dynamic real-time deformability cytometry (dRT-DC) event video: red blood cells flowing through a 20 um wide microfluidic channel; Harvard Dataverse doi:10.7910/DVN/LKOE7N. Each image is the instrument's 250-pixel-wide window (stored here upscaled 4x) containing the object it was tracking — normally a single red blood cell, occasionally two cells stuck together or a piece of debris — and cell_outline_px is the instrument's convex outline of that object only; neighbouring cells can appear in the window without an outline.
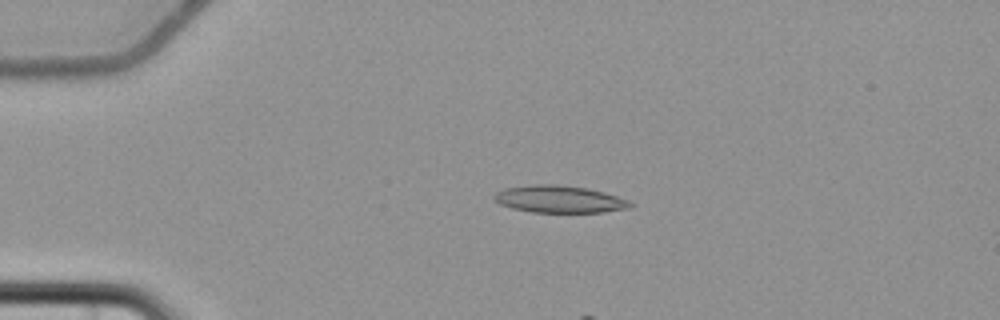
{"species": "common noctule bat (a hibernating species)", "species_latin": "Nyctalus noctula", "temperature_condition": "cold", "stored_images_in_passage": 8, "camera_frame_rate_fps": 3000, "um_per_image_px": 0.085, "animal": {"sex": "female", "body_mass_g": 22.7, "forearm_length_mm": 54.2}, "frame": {"image": 1, "passage_image": 4, "time_ms": 3.667, "image_size_px": [1000, 320], "cell_outline_px": [[632, 204], [628, 208], [604, 212], [532, 212], [512, 208], [500, 204], [492, 196], [496, 192], [504, 188], [532, 184], [556, 184], [584, 188], [604, 192], [628, 200]], "centroid_in_image_um": [47.5, 16.92], "position_along_channel_um": 37.5, "area_um2": 21.39}}